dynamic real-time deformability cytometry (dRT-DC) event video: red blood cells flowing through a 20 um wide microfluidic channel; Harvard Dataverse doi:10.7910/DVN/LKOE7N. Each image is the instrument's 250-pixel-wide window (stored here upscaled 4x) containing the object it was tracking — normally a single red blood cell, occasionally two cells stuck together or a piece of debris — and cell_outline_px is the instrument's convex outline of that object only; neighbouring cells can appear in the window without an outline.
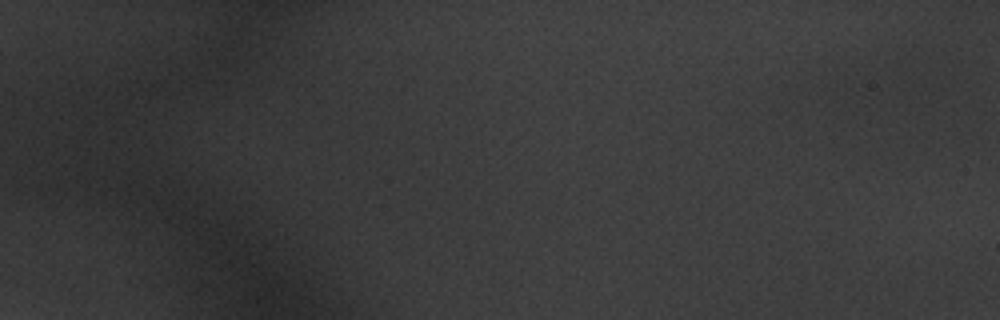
{"species": "common noctule bat (a hibernating species)", "species_latin": "Nyctalus noctula", "temperature_condition": "warm", "stored_images_in_passage": 19, "segment_of_instrument_passage": [2, 2], "camera_frame_rate_fps": 3000, "um_per_image_px": 0.085, "animal": {"sex": "male", "body_mass_g": 20.1, "forearm_length_mm": 53.5}, "frame": {"image": 1, "passage_image": 4, "time_ms": 1.0, "image_size_px": [1000, 320], "cell_outline_px": [[956, 68], [952, 76], [940, 96], [880, 104], [864, 104], [852, 84], [852, 80], [856, 72], [884, 52], [896, 52]], "centroid_in_image_um": [76.54, 6.72], "position_along_channel_um": 8.5, "area_um2": 27.8}}